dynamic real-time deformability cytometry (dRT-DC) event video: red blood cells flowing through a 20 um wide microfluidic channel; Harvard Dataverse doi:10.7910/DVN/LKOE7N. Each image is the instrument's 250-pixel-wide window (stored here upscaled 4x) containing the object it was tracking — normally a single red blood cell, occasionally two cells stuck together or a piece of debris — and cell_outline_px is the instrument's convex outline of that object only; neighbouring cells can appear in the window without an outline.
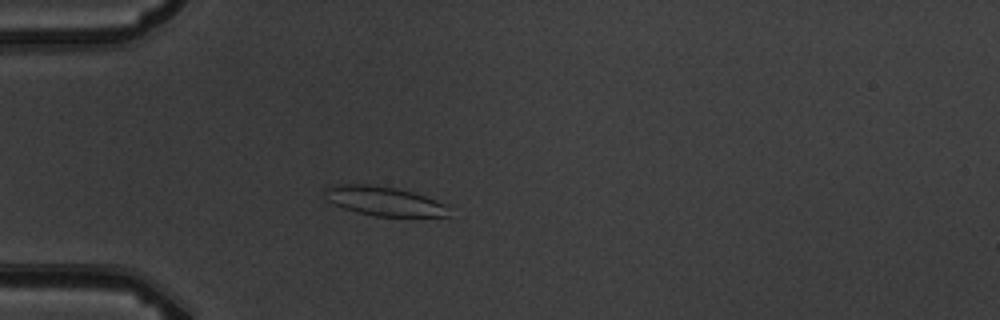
{"species": "common noctule bat (a hibernating species)", "species_latin": "Nyctalus noctula", "temperature_condition": "warm", "stored_images_in_passage": 5, "camera_frame_rate_fps": 3000, "um_per_image_px": 0.085, "animal": {"sex": "male", "body_mass_g": 19.5, "forearm_length_mm": 54.6}, "frame": {"image": 1, "passage_image": 4, "time_ms": 4.333, "image_size_px": [1000, 320], "cell_outline_px": [[448, 216], [376, 216], [356, 212], [344, 208], [328, 200], [324, 192], [324, 188], [344, 184], [364, 184], [396, 188], [412, 192], [424, 196], [444, 204]], "centroid_in_image_um": [32.6, 17.09], "position_along_channel_um": 52.4, "area_um2": 20.52}}